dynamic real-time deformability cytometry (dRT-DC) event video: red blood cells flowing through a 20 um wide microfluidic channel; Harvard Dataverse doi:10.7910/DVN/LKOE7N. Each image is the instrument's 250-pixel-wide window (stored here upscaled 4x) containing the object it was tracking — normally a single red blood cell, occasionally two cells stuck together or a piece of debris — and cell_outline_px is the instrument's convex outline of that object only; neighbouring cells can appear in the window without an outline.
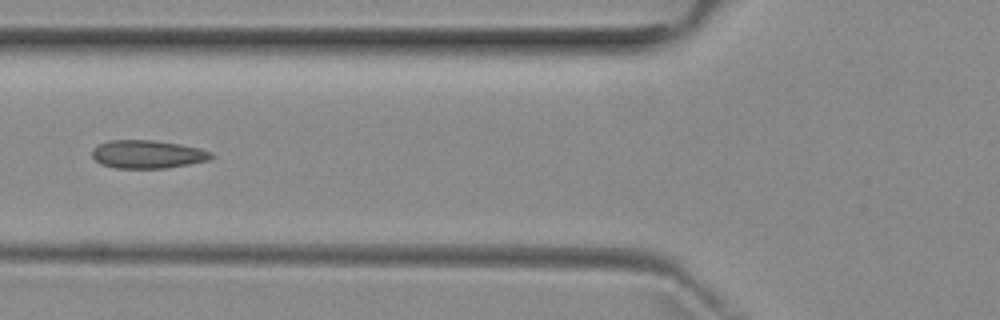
{"species": "common noctule bat (a hibernating species)", "species_latin": "Nyctalus noctula", "temperature_condition": "room temperature", "stored_images_in_passage": 5, "camera_frame_rate_fps": 3000, "um_per_image_px": 0.085, "animal": {"sex": "female", "body_mass_g": 29.2, "forearm_length_mm": 56.3}, "frame": {"image": 1, "passage_image": 5, "time_ms": 5.333, "image_size_px": [1000, 320], "cell_outline_px": [[212, 156], [208, 160], [168, 168], [116, 168], [100, 164], [92, 156], [92, 148], [108, 140], [152, 140], [180, 144], [200, 148], [212, 152]], "centroid_in_image_um": [12.52, 13.11], "position_along_channel_um": 113.3, "area_um2": 19.54}}